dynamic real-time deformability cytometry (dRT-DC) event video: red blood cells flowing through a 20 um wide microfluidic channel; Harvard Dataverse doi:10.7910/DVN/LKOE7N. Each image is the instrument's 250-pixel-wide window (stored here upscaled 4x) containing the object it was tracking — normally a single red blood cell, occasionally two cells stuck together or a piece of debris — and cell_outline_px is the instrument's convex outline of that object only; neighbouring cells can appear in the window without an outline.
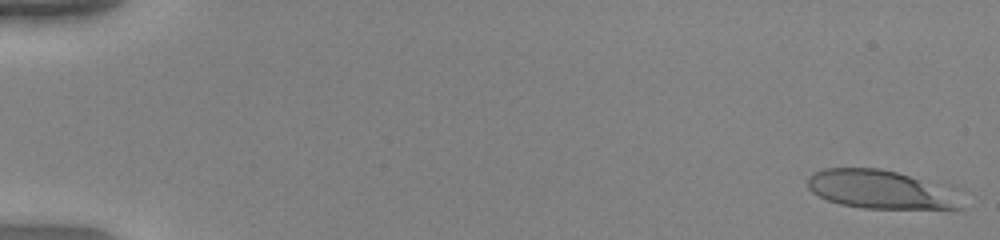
{"species": "human", "species_latin": "Homo sapiens", "temperature_condition": "warm", "stored_images_in_passage": 52, "camera_frame_rate_fps": 3000, "um_per_image_px": 0.085, "donor": {"sex": "female"}, "frame": {"image": 1, "passage_image": 1, "time_ms": 0.0, "image_size_px": [1000, 240], "cell_outline_px": [[964, 208], [864, 208], [840, 204], [828, 200], [812, 192], [808, 188], [808, 176], [812, 172], [824, 168], [880, 168], [896, 172], [908, 176], [916, 180]], "centroid_in_image_um": [74.36, 16.09], "position_along_channel_um": 10.6, "area_um2": 31.62}}
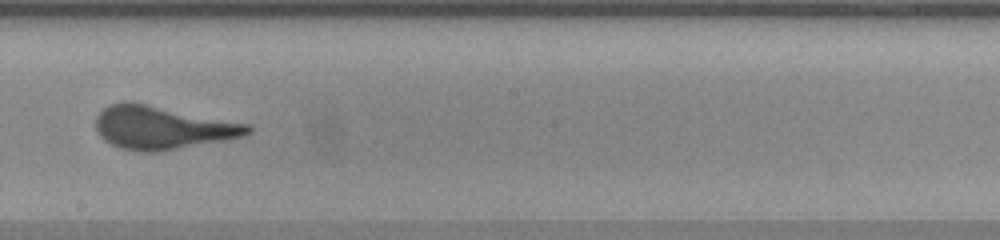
{"frame": {"image": 2, "passage_image": 31, "time_ms": 10.0, "image_size_px": [1000, 240], "cell_outline_px": [[252, 132], [244, 136], [224, 140], [160, 152], [140, 152], [120, 148], [104, 140], [100, 136], [96, 128], [96, 116], [108, 104], [128, 100], [252, 124]], "centroid_in_image_um": [13.81, 10.84], "position_along_channel_um": 234.4, "area_um2": 38.67}}
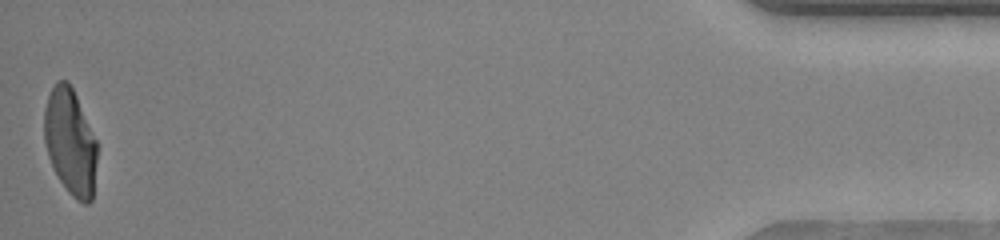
{"frame": {"image": 3, "passage_image": 52, "time_ms": 17.0, "image_size_px": [1000, 240], "cell_outline_px": [[96, 160], [92, 200], [88, 204], [84, 204], [76, 200], [68, 192], [60, 180], [48, 156], [44, 140], [44, 108], [48, 96], [56, 80], [68, 80], [76, 96], [96, 140]], "centroid_in_image_um": [5.96, 12.06], "position_along_channel_um": 429.2, "area_um2": 32.43}}